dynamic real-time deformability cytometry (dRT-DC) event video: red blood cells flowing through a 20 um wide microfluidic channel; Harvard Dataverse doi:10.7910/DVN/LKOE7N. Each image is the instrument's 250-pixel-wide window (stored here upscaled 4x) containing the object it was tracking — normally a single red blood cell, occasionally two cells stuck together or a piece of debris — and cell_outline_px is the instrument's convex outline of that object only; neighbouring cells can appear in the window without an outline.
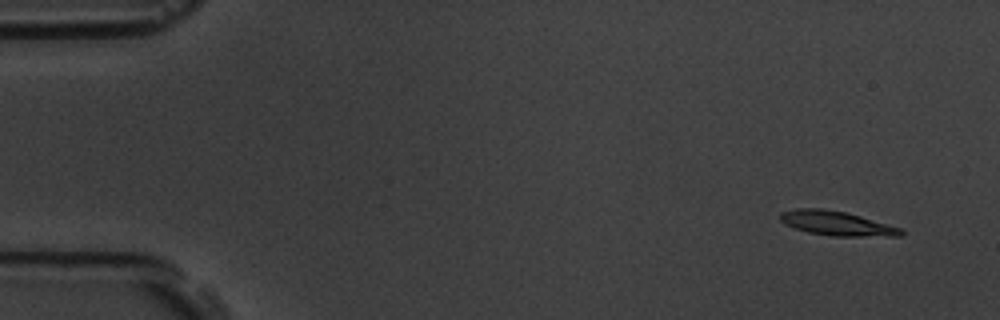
{"species": "common noctule bat (a hibernating species)", "species_latin": "Nyctalus noctula", "temperature_condition": "room temperature", "stored_images_in_passage": 4, "camera_frame_rate_fps": 3000, "um_per_image_px": 0.085, "animal": {"sex": "male", "body_mass_g": 19.5, "forearm_length_mm": 54.6}, "frame": {"image": 1, "passage_image": 1, "time_ms": 0.0, "image_size_px": [1000, 320], "cell_outline_px": [[904, 236], [832, 236], [808, 232], [784, 224], [780, 220], [780, 212], [796, 208], [820, 208], [844, 212], [860, 216], [888, 224], [900, 228], [904, 232]], "centroid_in_image_um": [71.1, 18.98], "position_along_channel_um": 13.9, "area_um2": 17.05}}